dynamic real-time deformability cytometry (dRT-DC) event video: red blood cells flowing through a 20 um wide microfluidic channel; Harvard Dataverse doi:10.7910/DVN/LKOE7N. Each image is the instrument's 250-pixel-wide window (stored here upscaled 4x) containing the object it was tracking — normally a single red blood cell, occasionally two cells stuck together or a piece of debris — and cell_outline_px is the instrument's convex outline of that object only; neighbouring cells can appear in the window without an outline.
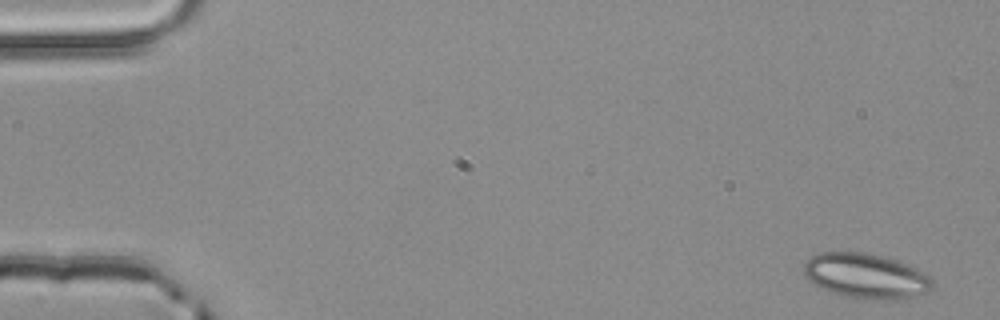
{"species": "common noctule bat (a hibernating species)", "species_latin": "Nyctalus noctula", "temperature_condition": "room temperature", "stored_images_in_passage": 4, "camera_frame_rate_fps": 3000, "um_per_image_px": 0.085, "animal": {"sex": "male", "body_mass_g": 20.4}, "frame": {"image": 1, "passage_image": 1, "time_ms": 0.0, "image_size_px": [1000, 320], "cell_outline_px": [[932, 288], [928, 292], [912, 296], [884, 300], [848, 296], [832, 292], [808, 280], [804, 272], [804, 260], [820, 252], [864, 252], [884, 256], [908, 264], [924, 272], [932, 280]], "centroid_in_image_um": [73.6, 23.42], "position_along_channel_um": 11.4, "area_um2": 33.29}}